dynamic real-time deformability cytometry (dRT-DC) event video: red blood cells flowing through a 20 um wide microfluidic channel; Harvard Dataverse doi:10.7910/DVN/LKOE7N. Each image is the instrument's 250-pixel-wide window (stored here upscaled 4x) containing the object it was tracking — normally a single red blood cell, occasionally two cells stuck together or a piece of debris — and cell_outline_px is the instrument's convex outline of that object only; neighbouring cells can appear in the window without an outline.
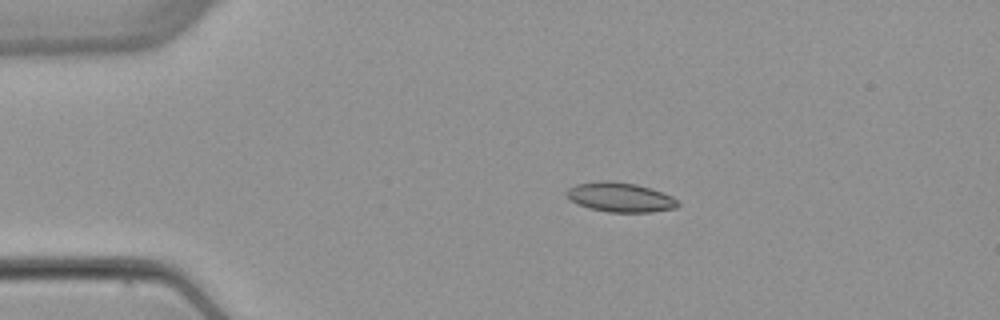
{"species": "common noctule bat (a hibernating species)", "species_latin": "Nyctalus noctula", "temperature_condition": "warm", "stored_images_in_passage": 3, "camera_frame_rate_fps": 3000, "um_per_image_px": 0.085, "animal": {"sex": "female", "body_mass_g": 22.7, "forearm_length_mm": 54.2}, "frame": {"image": 1, "passage_image": 2, "time_ms": 1.333, "image_size_px": [1000, 320], "cell_outline_px": [[680, 204], [676, 208], [652, 212], [608, 212], [588, 208], [576, 204], [564, 192], [568, 188], [576, 184], [600, 180], [612, 180], [636, 184], [652, 188], [672, 196]], "centroid_in_image_um": [52.71, 16.76], "position_along_channel_um": 32.3, "area_um2": 19.36}}